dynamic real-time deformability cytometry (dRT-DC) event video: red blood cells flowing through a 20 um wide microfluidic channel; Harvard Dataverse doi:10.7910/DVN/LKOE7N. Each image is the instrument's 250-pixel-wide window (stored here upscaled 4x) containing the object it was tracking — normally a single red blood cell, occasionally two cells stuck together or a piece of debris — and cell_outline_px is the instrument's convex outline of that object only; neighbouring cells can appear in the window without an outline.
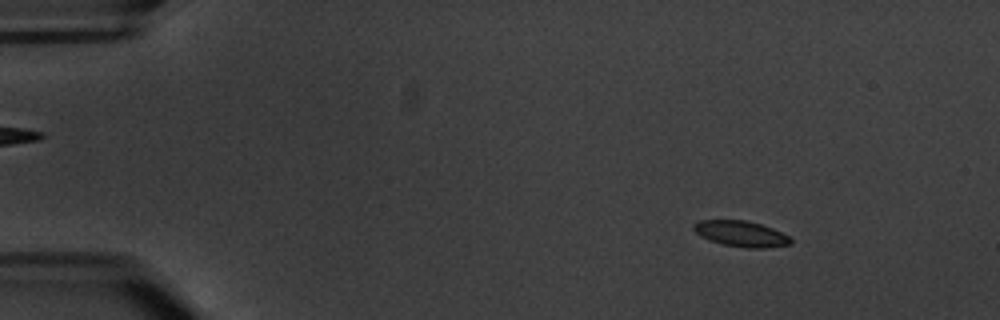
{"species": "common noctule bat (a hibernating species)", "species_latin": "Nyctalus noctula", "temperature_condition": "warm", "stored_images_in_passage": 4, "camera_frame_rate_fps": 3000, "um_per_image_px": 0.085, "animal": {"sex": "male", "body_mass_g": 20.1, "forearm_length_mm": 53.5}, "frame": {"image": 1, "passage_image": 2, "time_ms": 1.0, "image_size_px": [1000, 320], "cell_outline_px": [[792, 244], [768, 248], [748, 248], [724, 244], [708, 240], [700, 236], [692, 228], [692, 224], [696, 220], [744, 220], [760, 224], [772, 228], [788, 236], [792, 240]], "centroid_in_image_um": [62.96, 19.87], "position_along_channel_um": 22.0, "area_um2": 14.62}}